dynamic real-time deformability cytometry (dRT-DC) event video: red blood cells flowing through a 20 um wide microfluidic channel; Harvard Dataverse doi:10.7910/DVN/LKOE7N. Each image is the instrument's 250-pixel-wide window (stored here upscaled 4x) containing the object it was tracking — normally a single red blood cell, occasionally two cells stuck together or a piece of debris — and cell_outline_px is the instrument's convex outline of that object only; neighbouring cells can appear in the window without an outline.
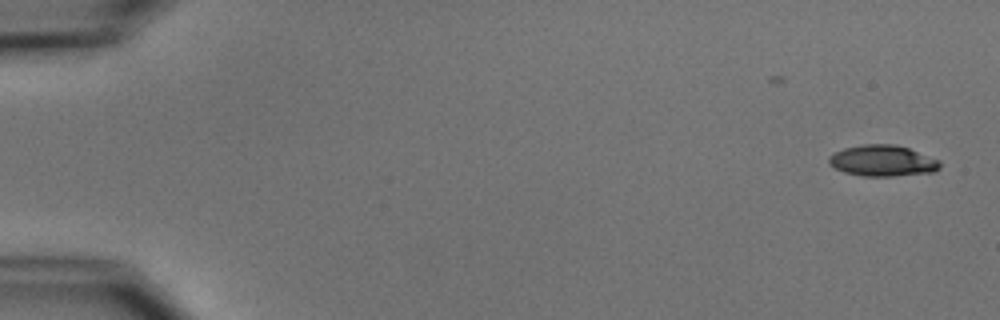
{"species": "common noctule bat (a hibernating species)", "species_latin": "Nyctalus noctula", "temperature_condition": "cold", "stored_images_in_passage": 6, "camera_frame_rate_fps": 3000, "um_per_image_px": 0.085, "animal": {"sex": "male", "body_mass_g": 15.6}, "frame": {"image": 1, "passage_image": 1, "time_ms": 0.0, "image_size_px": [1000, 320], "cell_outline_px": [[940, 168], [936, 172], [892, 176], [864, 176], [844, 172], [828, 164], [828, 156], [844, 148], [864, 144], [892, 144], [908, 148], [940, 160]], "centroid_in_image_um": [75.03, 13.67], "position_along_channel_um": 10.0, "area_um2": 20.11}}
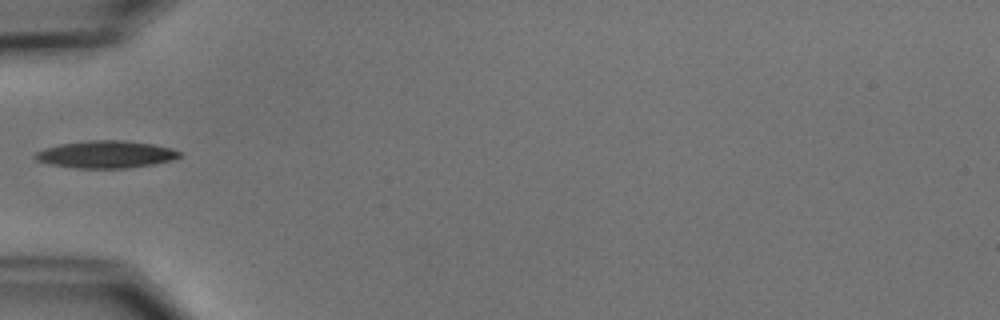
{"frame": {"image": 2, "passage_image": 5, "time_ms": 5.667, "image_size_px": [1000, 320], "cell_outline_px": [[180, 156], [172, 160], [152, 164], [128, 168], [72, 168], [52, 164], [36, 160], [32, 156], [36, 152], [44, 148], [60, 144], [88, 140], [124, 140], [152, 144], [172, 148], [180, 152]], "centroid_in_image_um": [8.97, 13.12], "position_along_channel_um": 76.0, "area_um2": 22.95}}